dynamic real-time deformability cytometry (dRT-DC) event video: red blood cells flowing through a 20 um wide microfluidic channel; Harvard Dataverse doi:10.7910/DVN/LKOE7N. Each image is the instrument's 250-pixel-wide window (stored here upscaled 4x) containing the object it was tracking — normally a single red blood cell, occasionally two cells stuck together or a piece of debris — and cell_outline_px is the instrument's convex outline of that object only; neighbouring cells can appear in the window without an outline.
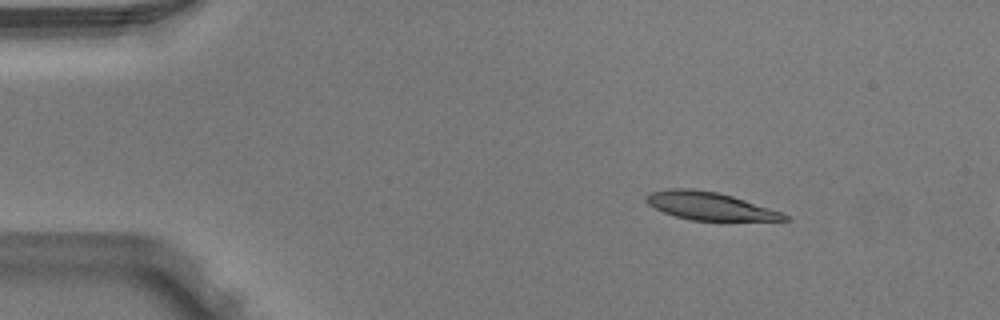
{"species": "Egyptian fruit bat (a non-hibernating species)", "species_latin": "Rousettus aegyptiacus", "temperature_condition": "warm", "stored_images_in_passage": 4, "camera_frame_rate_fps": 3000, "um_per_image_px": 0.085, "animal": {"sex": "male"}, "frame": {"image": 1, "passage_image": 3, "time_ms": 0.667, "image_size_px": [1000, 320], "cell_outline_px": [[788, 220], [692, 220], [676, 216], [664, 212], [648, 204], [644, 200], [644, 196], [652, 192], [668, 188], [688, 188], [716, 192], [732, 196], [784, 212], [788, 216]], "centroid_in_image_um": [60.31, 17.5], "position_along_channel_um": 24.7, "area_um2": 22.2}}